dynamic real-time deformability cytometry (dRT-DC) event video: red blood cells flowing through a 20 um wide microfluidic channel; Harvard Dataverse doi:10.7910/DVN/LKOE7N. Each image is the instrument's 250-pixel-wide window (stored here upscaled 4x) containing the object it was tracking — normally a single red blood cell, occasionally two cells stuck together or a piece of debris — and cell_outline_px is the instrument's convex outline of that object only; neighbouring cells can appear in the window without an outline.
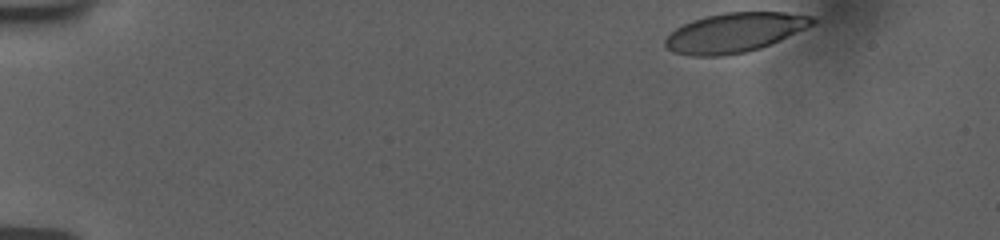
{"species": "human", "species_latin": "Homo sapiens", "temperature_condition": "room temperature", "stored_images_in_passage": 43, "camera_frame_rate_fps": 3000, "um_per_image_px": 0.085, "donor": {"sex": "female"}, "frame": {"image": 1, "passage_image": 1, "time_ms": 0.0, "image_size_px": [1000, 240], "cell_outline_px": [[816, 24], [772, 44], [760, 48], [744, 52], [720, 56], [692, 56], [672, 52], [664, 48], [664, 40], [676, 28], [692, 20], [704, 16], [724, 12], [784, 12], [812, 16], [816, 20]], "centroid_in_image_um": [62.44, 2.77], "position_along_channel_um": 22.6, "area_um2": 34.1}}
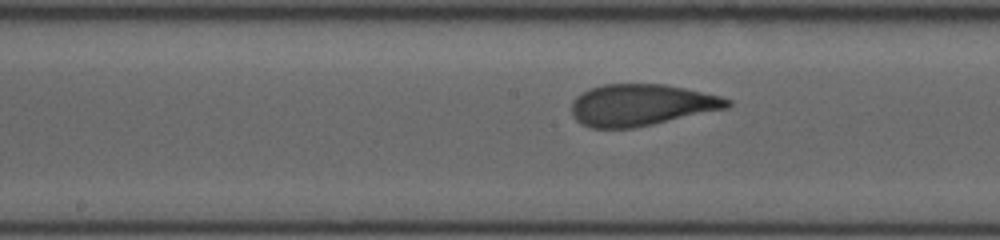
{"frame": {"image": 2, "passage_image": 24, "time_ms": 7.667, "image_size_px": [1000, 240], "cell_outline_px": [[732, 104], [728, 108], [652, 124], [632, 128], [592, 128], [580, 124], [572, 116], [572, 100], [576, 96], [592, 88], [604, 84], [664, 84], [684, 88], [720, 96], [732, 100]], "centroid_in_image_um": [54.5, 8.93], "position_along_channel_um": 193.7, "area_um2": 37.63}}
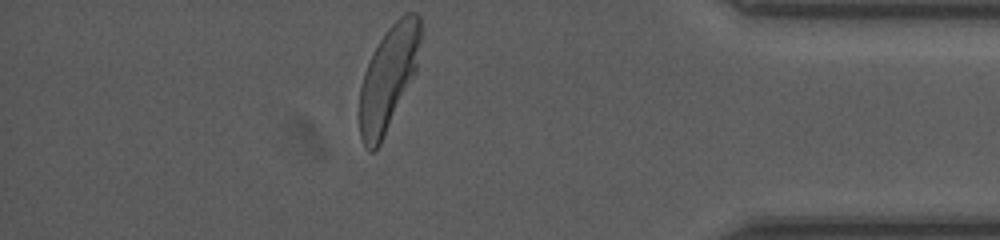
{"frame": {"image": 3, "passage_image": 43, "time_ms": 14.0, "image_size_px": [1000, 240], "cell_outline_px": [[420, 40], [416, 72], [380, 144], [372, 152], [368, 152], [364, 148], [360, 136], [360, 88], [364, 72], [380, 40], [388, 28], [404, 12], [416, 12], [420, 16]], "centroid_in_image_um": [33.01, 6.64], "position_along_channel_um": 402.2, "area_um2": 36.59}, "authors_computed_cell_mechanics": {"area_um2": 37.6278, "velocity_mm_per_s": 3.7533, "shape_relaxation_time_tau1_ms": 3.8733, "shape_relaxation_time_tau2_ms": 0.8769, "deformation_change_tau1": 0.1856, "deformation_change_tau2": 0.0842}}